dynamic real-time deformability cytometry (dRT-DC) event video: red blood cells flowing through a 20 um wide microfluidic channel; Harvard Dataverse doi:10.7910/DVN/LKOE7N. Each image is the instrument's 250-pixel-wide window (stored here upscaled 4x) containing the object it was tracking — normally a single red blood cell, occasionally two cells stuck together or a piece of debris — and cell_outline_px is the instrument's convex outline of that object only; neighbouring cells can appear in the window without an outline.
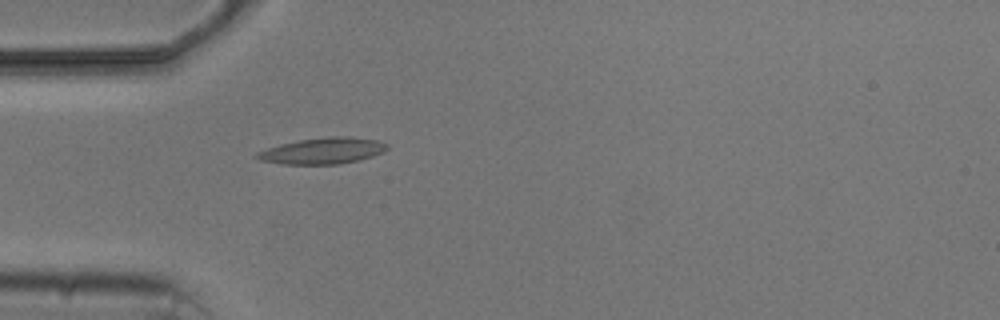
{"species": "common noctule bat (a hibernating species)", "species_latin": "Nyctalus noctula", "temperature_condition": "cold", "stored_images_in_passage": 1, "camera_frame_rate_fps": 3000, "um_per_image_px": 0.085, "animal": {"sex": "male", "body_mass_g": 20.5, "forearm_length_mm": 52.5}, "frame": {"image": 1, "passage_image": 1, "time_ms": 0.0, "image_size_px": [1000, 320], "cell_outline_px": [[388, 148], [384, 152], [360, 160], [340, 164], [280, 164], [260, 160], [252, 156], [256, 152], [280, 144], [300, 140], [328, 136], [348, 136], [380, 140], [388, 144]], "centroid_in_image_um": [27.44, 12.82], "position_along_channel_um": 57.6, "area_um2": 20.11}}